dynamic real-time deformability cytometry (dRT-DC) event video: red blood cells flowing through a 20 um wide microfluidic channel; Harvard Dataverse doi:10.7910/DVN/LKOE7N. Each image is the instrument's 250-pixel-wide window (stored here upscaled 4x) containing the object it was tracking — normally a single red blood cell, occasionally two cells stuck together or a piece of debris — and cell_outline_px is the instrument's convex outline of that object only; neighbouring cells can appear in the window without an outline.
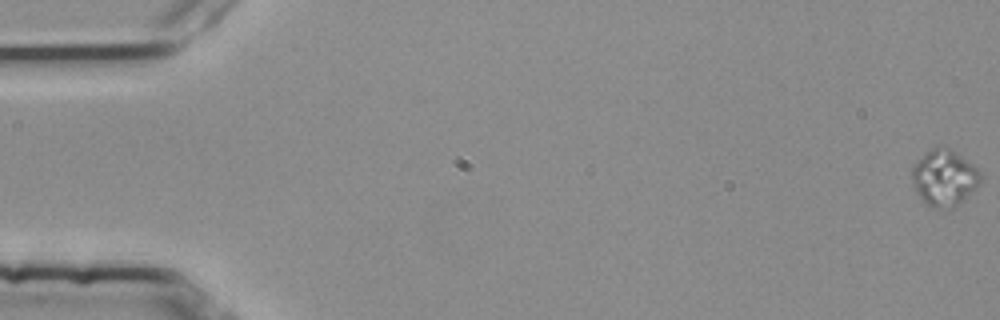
{"species": "common noctule bat (a hibernating species)", "species_latin": "Nyctalus noctula", "temperature_condition": "room temperature", "stored_images_in_passage": 57, "camera_frame_rate_fps": 3000, "um_per_image_px": 0.085, "animal": {"sex": "female", "body_mass_g": 25.1}, "frame": {"image": 1, "passage_image": 1, "time_ms": 0.0, "image_size_px": [1000, 320], "cell_outline_px": [[980, 180], [956, 204], [948, 208], [936, 208], [928, 204], [916, 192], [912, 184], [912, 168], [916, 160], [932, 148], [952, 148], [972, 164], [980, 172]], "centroid_in_image_um": [80.2, 15.06], "position_along_channel_um": 4.8, "area_um2": 21.56}}
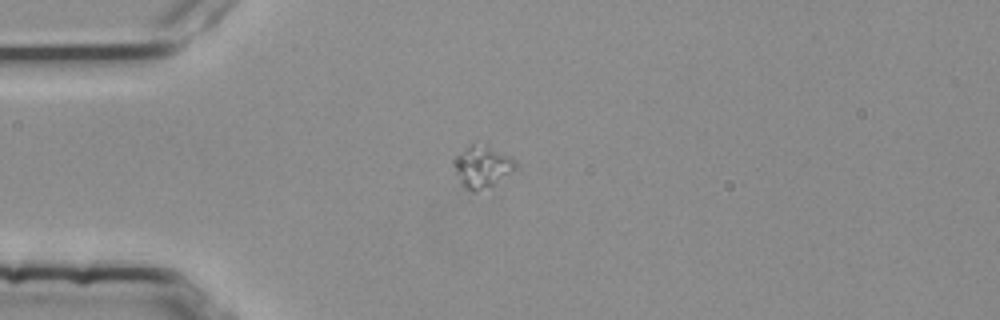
{"frame": {"image": 2, "passage_image": 16, "time_ms": 5.0, "image_size_px": [1000, 320], "cell_outline_px": [[516, 168], [492, 184], [476, 192], [472, 192], [464, 188], [460, 184], [452, 168], [460, 152], [472, 144], [512, 156], [516, 160]], "centroid_in_image_um": [40.94, 14.22], "position_along_channel_um": 44.1, "area_um2": 14.33}}
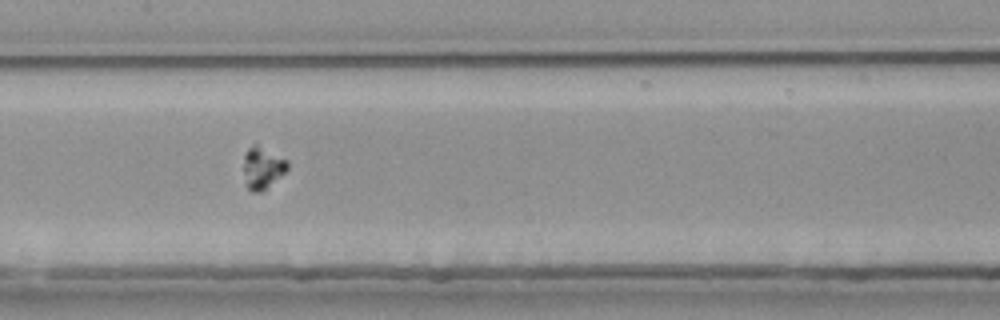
{"frame": {"image": 3, "passage_image": 29, "time_ms": 9.333, "image_size_px": [1000, 320], "cell_outline_px": [[288, 168], [264, 192], [252, 192], [248, 188], [244, 172], [244, 152], [252, 144], [256, 144], [288, 160]], "centroid_in_image_um": [22.31, 14.27], "position_along_channel_um": 185.1, "area_um2": 10.69}}